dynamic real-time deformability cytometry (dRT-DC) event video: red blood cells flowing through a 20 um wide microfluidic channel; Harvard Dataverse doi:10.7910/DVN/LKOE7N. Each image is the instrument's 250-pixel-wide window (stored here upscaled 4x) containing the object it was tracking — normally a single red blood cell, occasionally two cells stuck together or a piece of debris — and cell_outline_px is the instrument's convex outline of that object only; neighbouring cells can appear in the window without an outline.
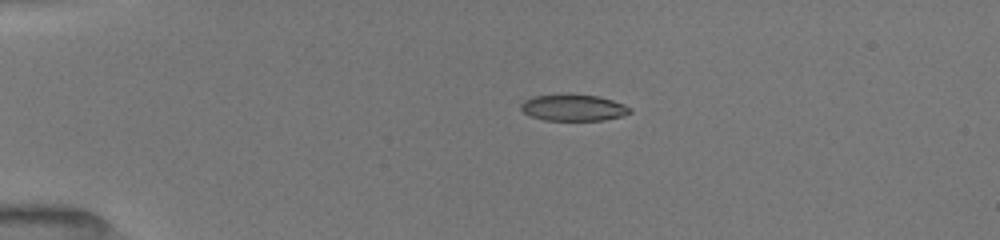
{"species": "common noctule bat (a hibernating species)", "species_latin": "Nyctalus noctula", "temperature_condition": "room temperature", "stored_images_in_passage": 33, "camera_frame_rate_fps": 3000, "um_per_image_px": 0.085, "animal": {"sex": "female", "body_mass_g": 19.5, "forearm_length_mm": 54.1}, "frame": {"image": 1, "passage_image": 1, "time_ms": 0.0, "image_size_px": [1000, 240], "cell_outline_px": [[632, 112], [624, 116], [604, 120], [544, 120], [532, 116], [524, 112], [520, 108], [520, 104], [524, 100], [532, 96], [568, 92], [600, 96], [624, 104], [632, 108]], "centroid_in_image_um": [48.75, 9.12], "position_along_channel_um": 36.2, "area_um2": 17.4}}
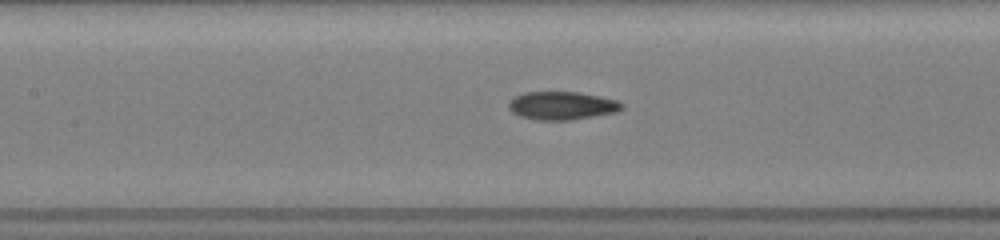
{"frame": {"image": 2, "passage_image": 15, "time_ms": 4.333, "image_size_px": [1000, 240], "cell_outline_px": [[624, 108], [616, 112], [572, 120], [536, 120], [520, 116], [512, 112], [508, 108], [508, 104], [516, 96], [524, 92], [580, 92], [600, 96], [616, 100], [624, 104]], "centroid_in_image_um": [47.78, 8.98], "position_along_channel_um": 159.6, "area_um2": 18.61}}
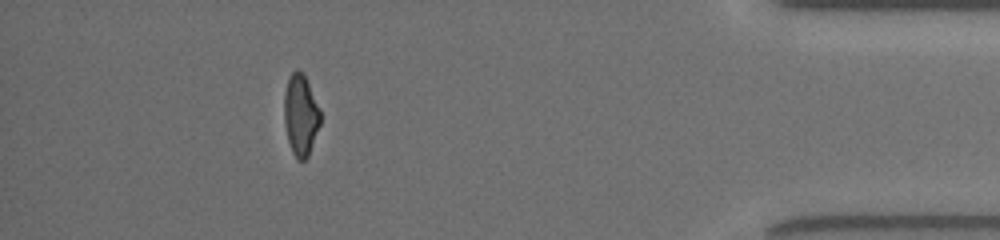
{"frame": {"image": 3, "passage_image": 29, "time_ms": 11.667, "image_size_px": [1000, 240], "cell_outline_px": [[320, 124], [308, 156], [304, 160], [296, 160], [292, 152], [288, 140], [284, 120], [284, 92], [288, 76], [296, 68], [304, 72], [320, 108]], "centroid_in_image_um": [25.55, 9.72], "position_along_channel_um": 409.6, "area_um2": 17.4}, "authors_computed_cell_mechanics": {"area_um2": 18.1492, "velocity_mm_per_s": 4.0434, "shape_relaxation_time_tau1_ms": 10.091, "shape_relaxation_time_tau2_ms": 3.638, "deformation_change_tau1": 0.2436, "deformation_change_tau2": 0.103}}